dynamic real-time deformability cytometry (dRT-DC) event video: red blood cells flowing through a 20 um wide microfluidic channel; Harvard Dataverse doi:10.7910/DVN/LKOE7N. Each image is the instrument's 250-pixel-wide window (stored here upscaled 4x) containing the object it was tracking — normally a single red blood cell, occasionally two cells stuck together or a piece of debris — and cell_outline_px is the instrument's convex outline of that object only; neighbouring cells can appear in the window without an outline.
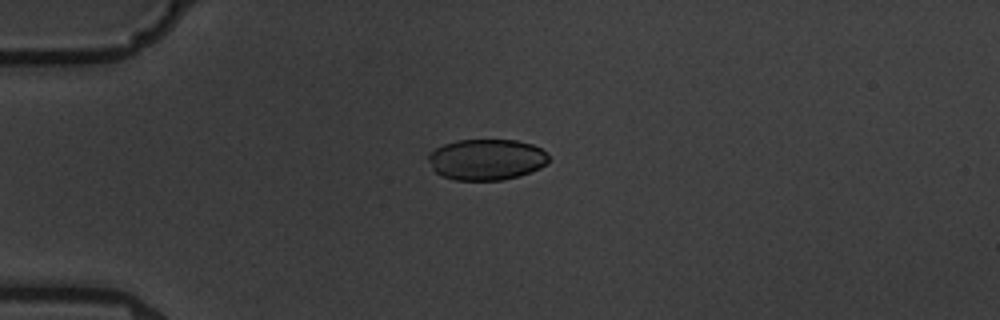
{"species": "common noctule bat (a hibernating species)", "species_latin": "Nyctalus noctula", "temperature_condition": "warm", "stored_images_in_passage": 2, "camera_frame_rate_fps": 3000, "um_per_image_px": 0.085, "animal": {"sex": "male", "body_mass_g": 19.5, "forearm_length_mm": 54.6}, "frame": {"image": 1, "passage_image": 1, "time_ms": 0.0, "image_size_px": [1000, 320], "cell_outline_px": [[548, 164], [540, 168], [516, 176], [500, 180], [456, 180], [440, 176], [432, 168], [428, 160], [428, 156], [436, 148], [444, 144], [456, 140], [516, 140], [532, 144], [540, 148], [548, 156]], "centroid_in_image_um": [41.33, 13.55], "position_along_channel_um": 43.7, "area_um2": 28.61}}